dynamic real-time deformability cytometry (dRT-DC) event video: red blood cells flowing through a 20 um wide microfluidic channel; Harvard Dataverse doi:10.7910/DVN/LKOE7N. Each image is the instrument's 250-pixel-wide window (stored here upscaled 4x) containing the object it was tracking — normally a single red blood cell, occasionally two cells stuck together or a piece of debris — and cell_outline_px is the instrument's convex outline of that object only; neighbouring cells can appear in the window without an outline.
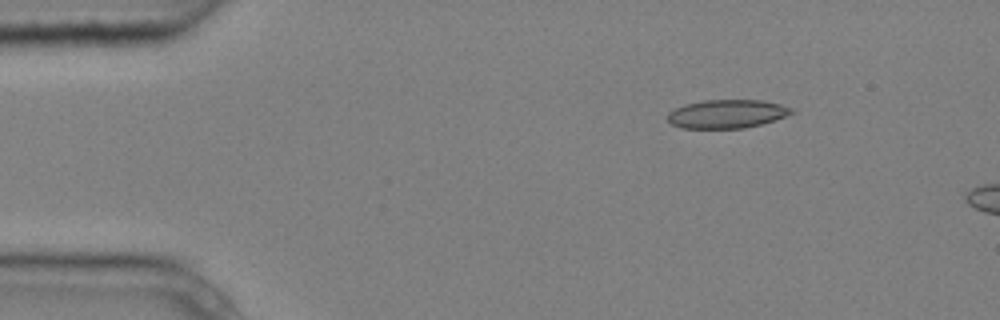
{"species": "common noctule bat (a hibernating species)", "species_latin": "Nyctalus noctula", "temperature_condition": "cold", "stored_images_in_passage": 4, "camera_frame_rate_fps": 3000, "um_per_image_px": 0.085, "animal": {"sex": "male", "body_mass_g": 20.4}, "frame": {"image": 1, "passage_image": 2, "time_ms": 0.333, "image_size_px": [1000, 320], "cell_outline_px": [[796, 112], [776, 120], [744, 128], [680, 128], [672, 124], [668, 120], [668, 112], [684, 104], [704, 100], [764, 100], [780, 104], [792, 108]], "centroid_in_image_um": [61.81, 9.68], "position_along_channel_um": 23.2, "area_um2": 20.69}}